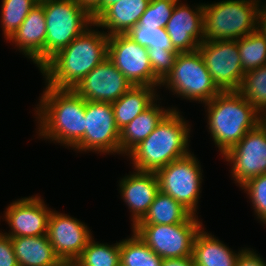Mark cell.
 Returning <instances> with one entry per match:
<instances>
[{"instance_id":"1","label":"cell","mask_w":266,"mask_h":266,"mask_svg":"<svg viewBox=\"0 0 266 266\" xmlns=\"http://www.w3.org/2000/svg\"><path fill=\"white\" fill-rule=\"evenodd\" d=\"M86 29L69 45L52 56L39 70L46 85L73 89L91 70L108 57V35Z\"/></svg>"},{"instance_id":"2","label":"cell","mask_w":266,"mask_h":266,"mask_svg":"<svg viewBox=\"0 0 266 266\" xmlns=\"http://www.w3.org/2000/svg\"><path fill=\"white\" fill-rule=\"evenodd\" d=\"M36 109L39 136L73 148L85 133L86 100L73 89L46 86Z\"/></svg>"},{"instance_id":"3","label":"cell","mask_w":266,"mask_h":266,"mask_svg":"<svg viewBox=\"0 0 266 266\" xmlns=\"http://www.w3.org/2000/svg\"><path fill=\"white\" fill-rule=\"evenodd\" d=\"M189 127L180 112L172 108L152 133L127 154L134 169L156 173L170 162L187 156Z\"/></svg>"},{"instance_id":"4","label":"cell","mask_w":266,"mask_h":266,"mask_svg":"<svg viewBox=\"0 0 266 266\" xmlns=\"http://www.w3.org/2000/svg\"><path fill=\"white\" fill-rule=\"evenodd\" d=\"M205 106L208 129L222 156L263 122V116L238 91L220 92Z\"/></svg>"},{"instance_id":"5","label":"cell","mask_w":266,"mask_h":266,"mask_svg":"<svg viewBox=\"0 0 266 266\" xmlns=\"http://www.w3.org/2000/svg\"><path fill=\"white\" fill-rule=\"evenodd\" d=\"M260 0H222L204 4V41L238 40L257 30Z\"/></svg>"},{"instance_id":"6","label":"cell","mask_w":266,"mask_h":266,"mask_svg":"<svg viewBox=\"0 0 266 266\" xmlns=\"http://www.w3.org/2000/svg\"><path fill=\"white\" fill-rule=\"evenodd\" d=\"M47 26L45 63L93 25L92 17L76 0H44Z\"/></svg>"},{"instance_id":"7","label":"cell","mask_w":266,"mask_h":266,"mask_svg":"<svg viewBox=\"0 0 266 266\" xmlns=\"http://www.w3.org/2000/svg\"><path fill=\"white\" fill-rule=\"evenodd\" d=\"M161 85H165L183 99L204 104L221 92L213 82L198 49L192 52H179L173 68L161 81Z\"/></svg>"},{"instance_id":"8","label":"cell","mask_w":266,"mask_h":266,"mask_svg":"<svg viewBox=\"0 0 266 266\" xmlns=\"http://www.w3.org/2000/svg\"><path fill=\"white\" fill-rule=\"evenodd\" d=\"M196 217L171 225L136 224L132 231L162 259L192 257L195 236L203 225Z\"/></svg>"},{"instance_id":"9","label":"cell","mask_w":266,"mask_h":266,"mask_svg":"<svg viewBox=\"0 0 266 266\" xmlns=\"http://www.w3.org/2000/svg\"><path fill=\"white\" fill-rule=\"evenodd\" d=\"M199 163L194 154L189 153L156 172L159 191L181 203L193 215L198 209L203 180Z\"/></svg>"},{"instance_id":"10","label":"cell","mask_w":266,"mask_h":266,"mask_svg":"<svg viewBox=\"0 0 266 266\" xmlns=\"http://www.w3.org/2000/svg\"><path fill=\"white\" fill-rule=\"evenodd\" d=\"M73 148L76 151L120 154V130L115 124L112 103L86 100L85 133Z\"/></svg>"},{"instance_id":"11","label":"cell","mask_w":266,"mask_h":266,"mask_svg":"<svg viewBox=\"0 0 266 266\" xmlns=\"http://www.w3.org/2000/svg\"><path fill=\"white\" fill-rule=\"evenodd\" d=\"M198 50L217 88L221 92L238 91L245 73L237 40L203 41Z\"/></svg>"},{"instance_id":"12","label":"cell","mask_w":266,"mask_h":266,"mask_svg":"<svg viewBox=\"0 0 266 266\" xmlns=\"http://www.w3.org/2000/svg\"><path fill=\"white\" fill-rule=\"evenodd\" d=\"M108 58L133 86L157 87L161 83L153 74L148 49L127 34L108 37Z\"/></svg>"},{"instance_id":"13","label":"cell","mask_w":266,"mask_h":266,"mask_svg":"<svg viewBox=\"0 0 266 266\" xmlns=\"http://www.w3.org/2000/svg\"><path fill=\"white\" fill-rule=\"evenodd\" d=\"M231 163V174L241 187L251 178L266 173V125L261 122L224 156Z\"/></svg>"},{"instance_id":"14","label":"cell","mask_w":266,"mask_h":266,"mask_svg":"<svg viewBox=\"0 0 266 266\" xmlns=\"http://www.w3.org/2000/svg\"><path fill=\"white\" fill-rule=\"evenodd\" d=\"M133 85L107 57L91 70L73 90L85 100L113 103Z\"/></svg>"},{"instance_id":"15","label":"cell","mask_w":266,"mask_h":266,"mask_svg":"<svg viewBox=\"0 0 266 266\" xmlns=\"http://www.w3.org/2000/svg\"><path fill=\"white\" fill-rule=\"evenodd\" d=\"M89 228L67 214L51 211L47 236L60 260L75 261L93 237Z\"/></svg>"},{"instance_id":"16","label":"cell","mask_w":266,"mask_h":266,"mask_svg":"<svg viewBox=\"0 0 266 266\" xmlns=\"http://www.w3.org/2000/svg\"><path fill=\"white\" fill-rule=\"evenodd\" d=\"M51 211L40 196L19 199L6 208L4 218L11 232L3 234L9 237L47 235Z\"/></svg>"},{"instance_id":"17","label":"cell","mask_w":266,"mask_h":266,"mask_svg":"<svg viewBox=\"0 0 266 266\" xmlns=\"http://www.w3.org/2000/svg\"><path fill=\"white\" fill-rule=\"evenodd\" d=\"M175 3L172 15L165 26L172 45L178 52H192L198 49L204 41L203 7L200 4L195 9L188 5Z\"/></svg>"},{"instance_id":"18","label":"cell","mask_w":266,"mask_h":266,"mask_svg":"<svg viewBox=\"0 0 266 266\" xmlns=\"http://www.w3.org/2000/svg\"><path fill=\"white\" fill-rule=\"evenodd\" d=\"M135 171L123 177L119 183L121 198L132 212L133 227L145 216L159 192V182L155 172Z\"/></svg>"},{"instance_id":"19","label":"cell","mask_w":266,"mask_h":266,"mask_svg":"<svg viewBox=\"0 0 266 266\" xmlns=\"http://www.w3.org/2000/svg\"><path fill=\"white\" fill-rule=\"evenodd\" d=\"M46 22L43 1L36 4L9 39L40 69L45 64Z\"/></svg>"},{"instance_id":"20","label":"cell","mask_w":266,"mask_h":266,"mask_svg":"<svg viewBox=\"0 0 266 266\" xmlns=\"http://www.w3.org/2000/svg\"><path fill=\"white\" fill-rule=\"evenodd\" d=\"M150 0H120L107 7L95 20L93 26L107 29L108 36L127 34L146 11Z\"/></svg>"},{"instance_id":"21","label":"cell","mask_w":266,"mask_h":266,"mask_svg":"<svg viewBox=\"0 0 266 266\" xmlns=\"http://www.w3.org/2000/svg\"><path fill=\"white\" fill-rule=\"evenodd\" d=\"M243 250L234 253L219 239L201 228L194 239L192 259L195 266H236L237 258Z\"/></svg>"},{"instance_id":"22","label":"cell","mask_w":266,"mask_h":266,"mask_svg":"<svg viewBox=\"0 0 266 266\" xmlns=\"http://www.w3.org/2000/svg\"><path fill=\"white\" fill-rule=\"evenodd\" d=\"M153 103L120 130V154L127 155L134 147L146 139L162 119L172 110Z\"/></svg>"},{"instance_id":"23","label":"cell","mask_w":266,"mask_h":266,"mask_svg":"<svg viewBox=\"0 0 266 266\" xmlns=\"http://www.w3.org/2000/svg\"><path fill=\"white\" fill-rule=\"evenodd\" d=\"M10 239L19 266H54L60 261L47 235Z\"/></svg>"},{"instance_id":"24","label":"cell","mask_w":266,"mask_h":266,"mask_svg":"<svg viewBox=\"0 0 266 266\" xmlns=\"http://www.w3.org/2000/svg\"><path fill=\"white\" fill-rule=\"evenodd\" d=\"M155 87L132 86L112 103L116 127L121 130L158 100Z\"/></svg>"},{"instance_id":"25","label":"cell","mask_w":266,"mask_h":266,"mask_svg":"<svg viewBox=\"0 0 266 266\" xmlns=\"http://www.w3.org/2000/svg\"><path fill=\"white\" fill-rule=\"evenodd\" d=\"M192 215L181 203L159 191L147 213L137 224L171 225L186 222Z\"/></svg>"},{"instance_id":"26","label":"cell","mask_w":266,"mask_h":266,"mask_svg":"<svg viewBox=\"0 0 266 266\" xmlns=\"http://www.w3.org/2000/svg\"><path fill=\"white\" fill-rule=\"evenodd\" d=\"M133 232L130 238L120 241L122 266H161L163 259Z\"/></svg>"},{"instance_id":"27","label":"cell","mask_w":266,"mask_h":266,"mask_svg":"<svg viewBox=\"0 0 266 266\" xmlns=\"http://www.w3.org/2000/svg\"><path fill=\"white\" fill-rule=\"evenodd\" d=\"M92 237L81 255L75 260L77 266H119L120 242L114 245L95 242Z\"/></svg>"},{"instance_id":"28","label":"cell","mask_w":266,"mask_h":266,"mask_svg":"<svg viewBox=\"0 0 266 266\" xmlns=\"http://www.w3.org/2000/svg\"><path fill=\"white\" fill-rule=\"evenodd\" d=\"M244 73L266 65V38L258 31L237 40Z\"/></svg>"},{"instance_id":"29","label":"cell","mask_w":266,"mask_h":266,"mask_svg":"<svg viewBox=\"0 0 266 266\" xmlns=\"http://www.w3.org/2000/svg\"><path fill=\"white\" fill-rule=\"evenodd\" d=\"M238 92L245 97L261 115H266V65L247 71Z\"/></svg>"},{"instance_id":"30","label":"cell","mask_w":266,"mask_h":266,"mask_svg":"<svg viewBox=\"0 0 266 266\" xmlns=\"http://www.w3.org/2000/svg\"><path fill=\"white\" fill-rule=\"evenodd\" d=\"M38 3V0H2L1 27L7 41L21 26L31 9Z\"/></svg>"},{"instance_id":"31","label":"cell","mask_w":266,"mask_h":266,"mask_svg":"<svg viewBox=\"0 0 266 266\" xmlns=\"http://www.w3.org/2000/svg\"><path fill=\"white\" fill-rule=\"evenodd\" d=\"M127 35L148 50L177 51L165 28L135 25L127 32Z\"/></svg>"},{"instance_id":"32","label":"cell","mask_w":266,"mask_h":266,"mask_svg":"<svg viewBox=\"0 0 266 266\" xmlns=\"http://www.w3.org/2000/svg\"><path fill=\"white\" fill-rule=\"evenodd\" d=\"M178 0H150L137 26L165 28Z\"/></svg>"},{"instance_id":"33","label":"cell","mask_w":266,"mask_h":266,"mask_svg":"<svg viewBox=\"0 0 266 266\" xmlns=\"http://www.w3.org/2000/svg\"><path fill=\"white\" fill-rule=\"evenodd\" d=\"M241 189L247 191L257 218L266 224V173L251 178Z\"/></svg>"},{"instance_id":"34","label":"cell","mask_w":266,"mask_h":266,"mask_svg":"<svg viewBox=\"0 0 266 266\" xmlns=\"http://www.w3.org/2000/svg\"><path fill=\"white\" fill-rule=\"evenodd\" d=\"M179 52L170 50H148L153 74L162 81L171 71Z\"/></svg>"},{"instance_id":"35","label":"cell","mask_w":266,"mask_h":266,"mask_svg":"<svg viewBox=\"0 0 266 266\" xmlns=\"http://www.w3.org/2000/svg\"><path fill=\"white\" fill-rule=\"evenodd\" d=\"M0 266H19L9 236L0 232Z\"/></svg>"},{"instance_id":"36","label":"cell","mask_w":266,"mask_h":266,"mask_svg":"<svg viewBox=\"0 0 266 266\" xmlns=\"http://www.w3.org/2000/svg\"><path fill=\"white\" fill-rule=\"evenodd\" d=\"M236 266H266V262L254 250L244 248L237 258Z\"/></svg>"},{"instance_id":"37","label":"cell","mask_w":266,"mask_h":266,"mask_svg":"<svg viewBox=\"0 0 266 266\" xmlns=\"http://www.w3.org/2000/svg\"><path fill=\"white\" fill-rule=\"evenodd\" d=\"M94 21L102 13L103 0H76Z\"/></svg>"},{"instance_id":"38","label":"cell","mask_w":266,"mask_h":266,"mask_svg":"<svg viewBox=\"0 0 266 266\" xmlns=\"http://www.w3.org/2000/svg\"><path fill=\"white\" fill-rule=\"evenodd\" d=\"M161 266H195L192 257L163 259Z\"/></svg>"},{"instance_id":"39","label":"cell","mask_w":266,"mask_h":266,"mask_svg":"<svg viewBox=\"0 0 266 266\" xmlns=\"http://www.w3.org/2000/svg\"><path fill=\"white\" fill-rule=\"evenodd\" d=\"M261 7V9H260ZM258 9L257 30L266 38V3Z\"/></svg>"},{"instance_id":"40","label":"cell","mask_w":266,"mask_h":266,"mask_svg":"<svg viewBox=\"0 0 266 266\" xmlns=\"http://www.w3.org/2000/svg\"><path fill=\"white\" fill-rule=\"evenodd\" d=\"M54 266H77L75 261L72 260H60L56 265Z\"/></svg>"},{"instance_id":"41","label":"cell","mask_w":266,"mask_h":266,"mask_svg":"<svg viewBox=\"0 0 266 266\" xmlns=\"http://www.w3.org/2000/svg\"><path fill=\"white\" fill-rule=\"evenodd\" d=\"M120 0H103L102 1V12L109 6H111L112 4L118 2Z\"/></svg>"},{"instance_id":"42","label":"cell","mask_w":266,"mask_h":266,"mask_svg":"<svg viewBox=\"0 0 266 266\" xmlns=\"http://www.w3.org/2000/svg\"><path fill=\"white\" fill-rule=\"evenodd\" d=\"M265 116V117H264ZM263 116V122L265 123L266 125V115Z\"/></svg>"}]
</instances>
